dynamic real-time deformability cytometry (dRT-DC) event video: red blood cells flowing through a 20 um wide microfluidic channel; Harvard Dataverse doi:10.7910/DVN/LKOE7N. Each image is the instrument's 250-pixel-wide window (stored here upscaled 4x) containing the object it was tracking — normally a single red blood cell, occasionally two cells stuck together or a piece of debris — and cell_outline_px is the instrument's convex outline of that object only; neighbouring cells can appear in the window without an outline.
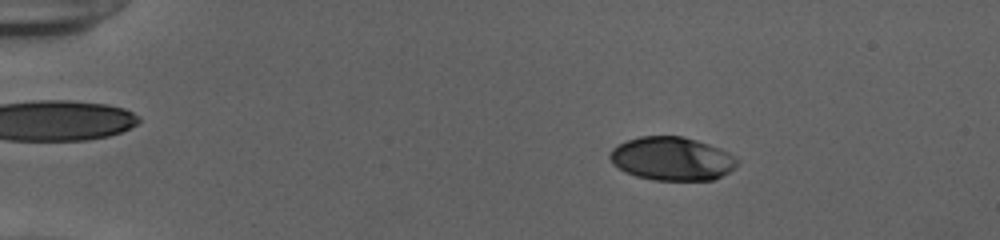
{"species": "human", "species_latin": "Homo sapiens", "temperature_condition": "cold", "stored_images_in_passage": 53, "camera_frame_rate_fps": 3000, "um_per_image_px": 0.085, "donor": {"sex": "female"}, "frame": {"image": 1, "passage_image": 9, "time_ms": 2.667, "image_size_px": [1000, 240], "cell_outline_px": [[740, 160], [736, 168], [712, 180], [656, 180], [636, 176], [612, 164], [608, 156], [612, 148], [628, 140], [640, 136], [680, 136], [696, 140], [720, 148], [736, 156]], "centroid_in_image_um": [57.14, 13.49], "position_along_channel_um": 27.9, "area_um2": 32.19}}
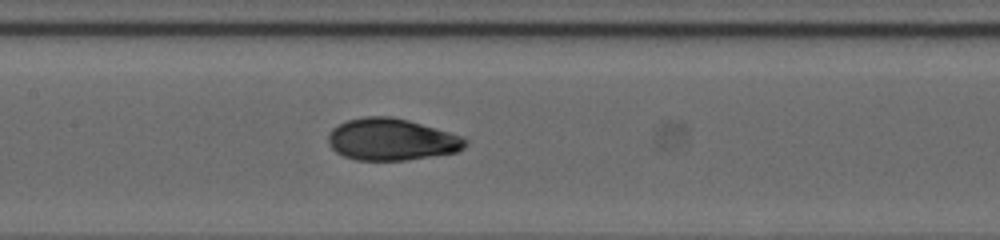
{"frame": {"image": 2, "passage_image": 27, "time_ms": 8.667, "image_size_px": [1000, 240], "cell_outline_px": [[468, 144], [464, 148], [456, 152], [404, 160], [356, 160], [344, 156], [336, 152], [328, 144], [328, 136], [332, 128], [348, 120], [364, 116], [392, 116], [408, 120], [464, 136], [468, 140]], "centroid_in_image_um": [33.29, 11.85], "position_along_channel_um": 174.1, "area_um2": 33.47}}
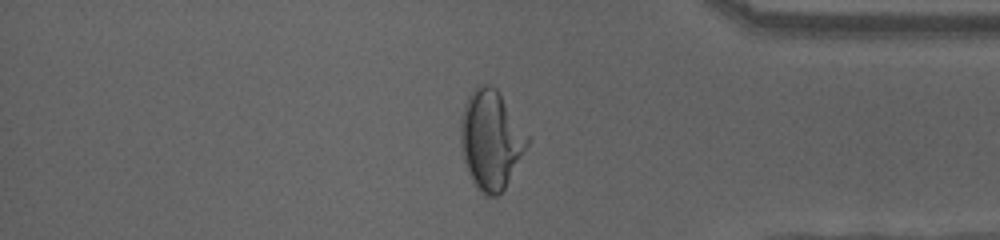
{"frame": {"image": 3, "passage_image": 45, "time_ms": 14.667, "image_size_px": [1000, 240], "cell_outline_px": [[528, 144], [504, 188], [496, 196], [484, 196], [476, 188], [468, 172], [464, 160], [460, 144], [460, 116], [464, 104], [468, 96], [476, 84], [492, 84], [496, 88], [528, 136]], "centroid_in_image_um": [41.67, 11.85], "position_along_channel_um": 393.5, "area_um2": 38.21}, "authors_computed_cell_mechanics": {"area_um2": 33.235, "velocity_mm_per_s": 3.9066, "shape_relaxation_time_tau1_ms": 7.4834, "shape_relaxation_time_tau2_ms": 0.885, "deformation_change_tau1": 0.2412, "deformation_change_tau2": 0.0544}}